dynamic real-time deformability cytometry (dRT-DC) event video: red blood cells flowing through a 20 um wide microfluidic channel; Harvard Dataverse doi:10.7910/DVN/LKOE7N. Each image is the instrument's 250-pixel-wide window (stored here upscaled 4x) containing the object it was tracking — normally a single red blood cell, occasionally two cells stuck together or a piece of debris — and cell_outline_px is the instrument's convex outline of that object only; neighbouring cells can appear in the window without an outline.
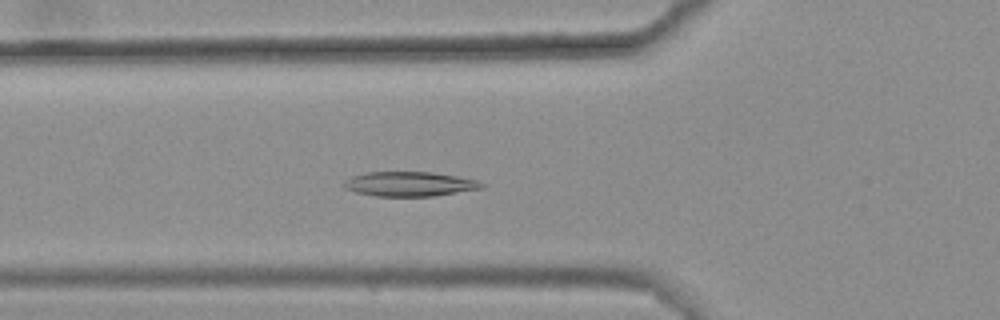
{"species": "common noctule bat (a hibernating species)", "species_latin": "Nyctalus noctula", "temperature_condition": "warm", "stored_images_in_passage": 41, "camera_frame_rate_fps": 3000, "um_per_image_px": 0.085, "animal": {"sex": "female", "body_mass_g": 25.1}, "frame": {"image": 1, "passage_image": 14, "time_ms": 4.333, "image_size_px": [1000, 320], "cell_outline_px": [[484, 188], [432, 196], [376, 196], [356, 192], [344, 188], [340, 184], [344, 180], [352, 176], [368, 172], [432, 172], [480, 180], [484, 184]], "centroid_in_image_um": [34.8, 15.63], "position_along_channel_um": 91.0, "area_um2": 19.83}}
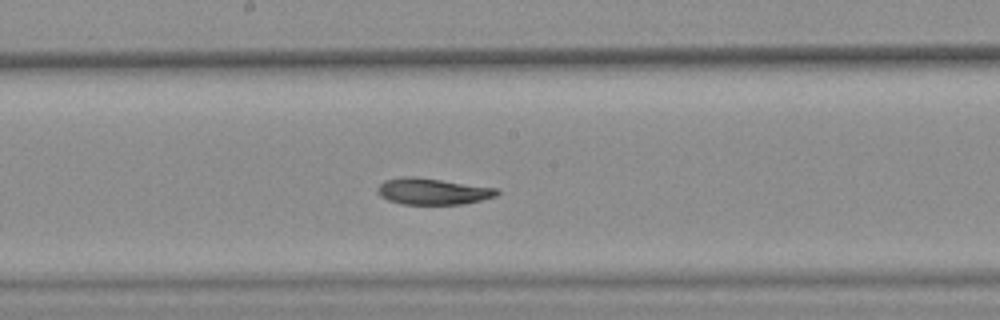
{"frame": {"image": 2, "passage_image": 24, "time_ms": 7.667, "image_size_px": [1000, 320], "cell_outline_px": [[500, 192], [496, 196], [464, 204], [400, 204], [388, 200], [380, 196], [376, 192], [376, 188], [384, 180], [408, 176], [412, 176], [496, 188]], "centroid_in_image_um": [36.73, 16.27], "position_along_channel_um": 211.5, "area_um2": 18.21}}
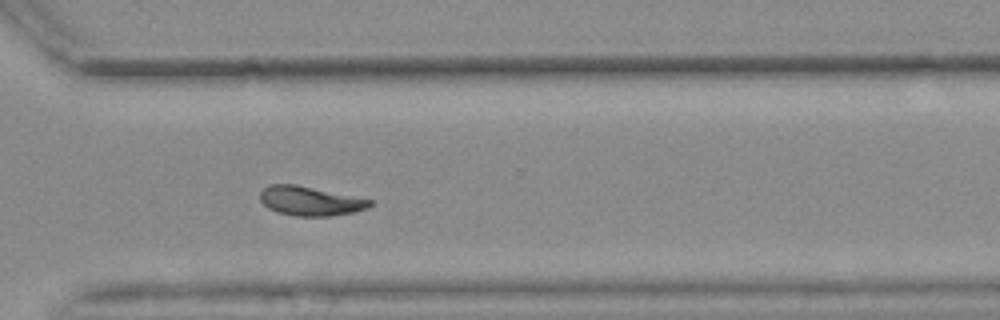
{"frame": {"image": 3, "passage_image": 35, "time_ms": 11.333, "image_size_px": [1000, 320], "cell_outline_px": [[372, 204], [368, 208], [352, 212], [332, 216], [292, 216], [276, 212], [268, 208], [260, 200], [260, 192], [268, 184], [296, 184], [372, 200]], "centroid_in_image_um": [26.33, 17.09], "position_along_channel_um": 344.3, "area_um2": 18.73}, "authors_computed_cell_mechanics": {"area_um2": 19.1318, "velocity_mm_per_s": 3.6138, "shape_relaxation_time_tau1_ms": 7.8135, "shape_relaxation_time_tau2_ms": 5.7043, "deformation_change_tau1": 0.1784, "deformation_change_tau2": 0.1009}}